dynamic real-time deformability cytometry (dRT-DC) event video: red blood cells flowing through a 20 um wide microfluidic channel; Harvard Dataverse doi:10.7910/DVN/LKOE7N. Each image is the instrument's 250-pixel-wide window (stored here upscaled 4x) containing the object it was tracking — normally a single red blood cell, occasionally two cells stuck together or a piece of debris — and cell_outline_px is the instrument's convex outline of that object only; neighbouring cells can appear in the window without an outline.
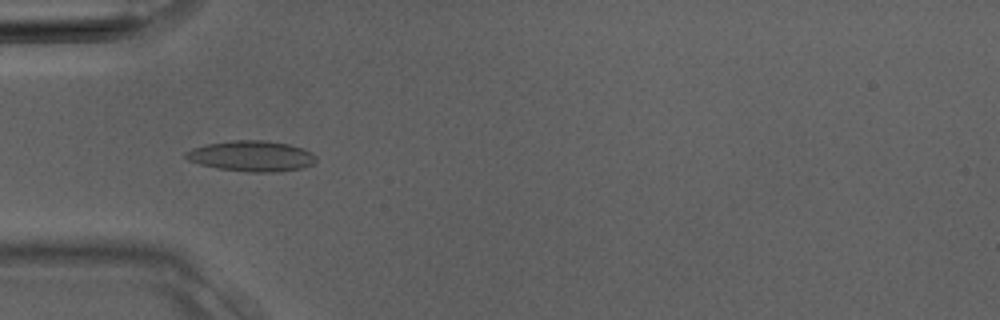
{"species": "Egyptian fruit bat (a non-hibernating species)", "species_latin": "Rousettus aegyptiacus", "temperature_condition": "room temperature", "stored_images_in_passage": 30, "camera_frame_rate_fps": 3000, "um_per_image_px": 0.085, "animal": {"sex": "male"}, "frame": {"image": 1, "passage_image": 5, "time_ms": 1.333, "image_size_px": [1000, 320], "cell_outline_px": [[316, 160], [312, 164], [304, 168], [280, 172], [252, 172], [220, 168], [200, 164], [188, 160], [184, 156], [184, 152], [192, 148], [204, 144], [232, 140], [264, 140], [288, 144], [304, 148], [312, 152], [316, 156]], "centroid_in_image_um": [21.4, 13.26], "position_along_channel_um": 63.6, "area_um2": 23.41}}
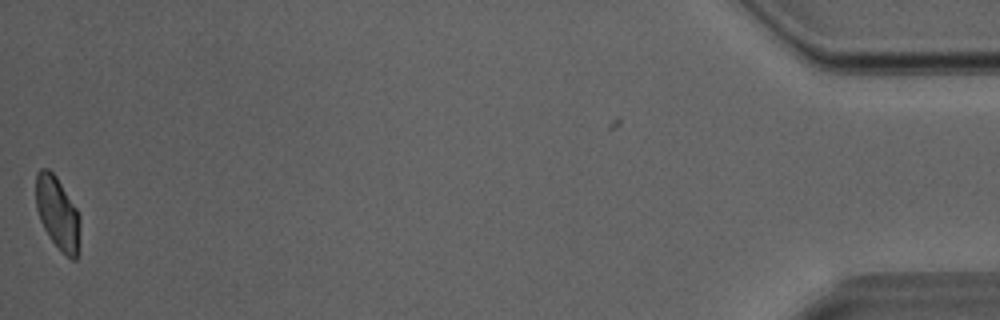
{"frame": {"image": 2, "passage_image": 30, "time_ms": 9.667, "image_size_px": [1000, 320], "cell_outline_px": [[80, 220], [76, 260], [72, 260], [48, 236], [40, 220], [36, 208], [36, 172], [40, 168], [48, 168], [56, 176], [76, 208], [80, 216]], "centroid_in_image_um": [4.87, 18.06], "position_along_channel_um": 430.3, "area_um2": 18.38}}